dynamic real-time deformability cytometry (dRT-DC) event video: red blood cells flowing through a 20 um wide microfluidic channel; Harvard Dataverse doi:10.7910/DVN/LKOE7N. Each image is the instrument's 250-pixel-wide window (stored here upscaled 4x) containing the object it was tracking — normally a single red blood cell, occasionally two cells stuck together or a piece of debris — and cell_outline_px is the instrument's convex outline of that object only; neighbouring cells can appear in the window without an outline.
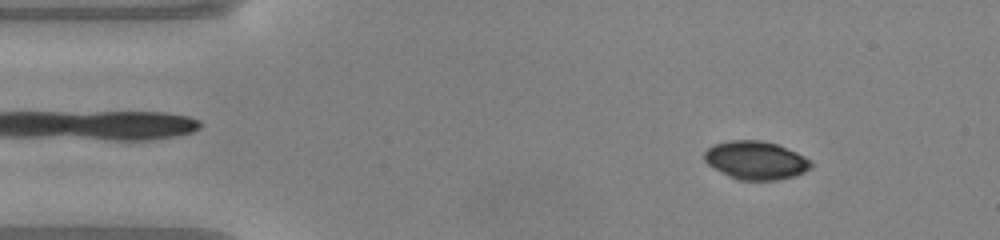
{"species": "common noctule bat (a hibernating species)", "species_latin": "Nyctalus noctula", "temperature_condition": "warm", "stored_images_in_passage": 48, "camera_frame_rate_fps": 3000, "um_per_image_px": 0.085, "animal": {"sex": "male", "body_mass_g": 20.0, "forearm_length_mm": 53.3}, "frame": {"image": 1, "passage_image": 5, "time_ms": 1.333, "image_size_px": [1000, 240], "cell_outline_px": [[812, 168], [796, 176], [776, 180], [740, 180], [728, 176], [708, 164], [704, 160], [704, 152], [712, 144], [728, 140], [760, 140], [776, 144], [796, 152], [804, 156], [812, 164]], "centroid_in_image_um": [64.23, 13.62], "position_along_channel_um": 20.8, "area_um2": 23.81}}
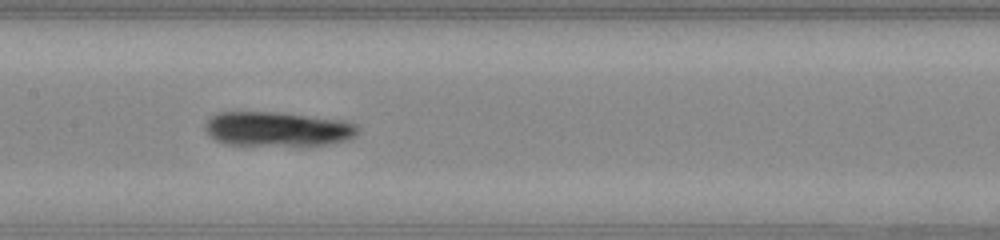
{"frame": {"image": 2, "passage_image": 22, "time_ms": 7.0, "image_size_px": [1000, 240], "cell_outline_px": [[360, 132], [356, 136], [344, 140], [324, 144], [228, 144], [216, 140], [208, 132], [204, 124], [216, 112], [280, 112], [344, 120], [356, 124], [360, 128]], "centroid_in_image_um": [23.63, 10.93], "position_along_channel_um": 183.8, "area_um2": 30.23}}
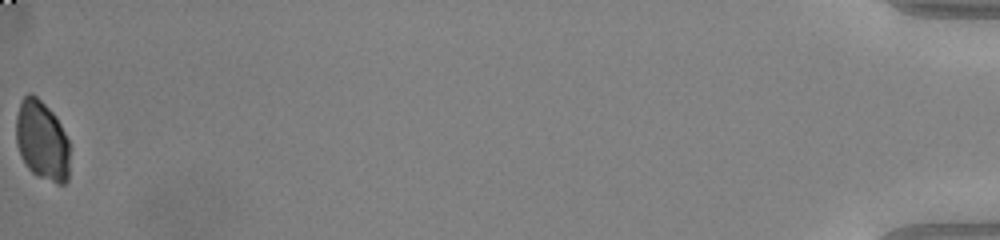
{"frame": {"image": 3, "passage_image": 48, "time_ms": 15.667, "image_size_px": [1000, 240], "cell_outline_px": [[68, 180], [64, 184], [56, 184], [36, 176], [28, 168], [20, 156], [16, 144], [16, 116], [20, 100], [28, 92], [32, 92], [56, 116], [68, 140]], "centroid_in_image_um": [3.54, 11.95], "position_along_channel_um": 431.7, "area_um2": 25.09}, "authors_computed_cell_mechanics": {"area_um2": 27.166, "velocity_mm_per_s": 4.1089, "shape_relaxation_time_tau1_ms": 2.3441, "shape_relaxation_time_tau2_ms": 3.9559, "deformation_change_tau1": 0.1182, "deformation_change_tau2": 0.0914}}